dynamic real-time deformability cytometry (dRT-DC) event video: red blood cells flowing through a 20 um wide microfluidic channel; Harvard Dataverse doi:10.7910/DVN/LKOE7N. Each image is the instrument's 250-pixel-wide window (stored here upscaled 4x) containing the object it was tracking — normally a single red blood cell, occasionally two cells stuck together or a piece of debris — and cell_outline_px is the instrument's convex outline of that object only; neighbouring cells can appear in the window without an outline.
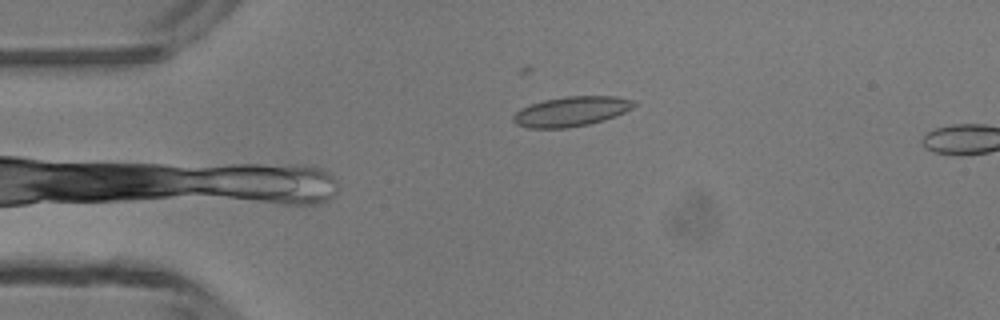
{"species": "common noctule bat (a hibernating species)", "species_latin": "Nyctalus noctula", "temperature_condition": "room temperature", "stored_images_in_passage": 4, "camera_frame_rate_fps": 3000, "um_per_image_px": 0.085, "animal": {"sex": "male", "body_mass_g": 13.3}, "frame": {"image": 1, "passage_image": 4, "time_ms": 3.667, "image_size_px": [1000, 320], "cell_outline_px": [[636, 104], [632, 108], [616, 116], [604, 120], [588, 124], [568, 128], [528, 128], [516, 124], [512, 120], [512, 116], [520, 108], [544, 100], [568, 96], [616, 96], [636, 100]], "centroid_in_image_um": [48.57, 9.47], "position_along_channel_um": 36.4, "area_um2": 21.04}}